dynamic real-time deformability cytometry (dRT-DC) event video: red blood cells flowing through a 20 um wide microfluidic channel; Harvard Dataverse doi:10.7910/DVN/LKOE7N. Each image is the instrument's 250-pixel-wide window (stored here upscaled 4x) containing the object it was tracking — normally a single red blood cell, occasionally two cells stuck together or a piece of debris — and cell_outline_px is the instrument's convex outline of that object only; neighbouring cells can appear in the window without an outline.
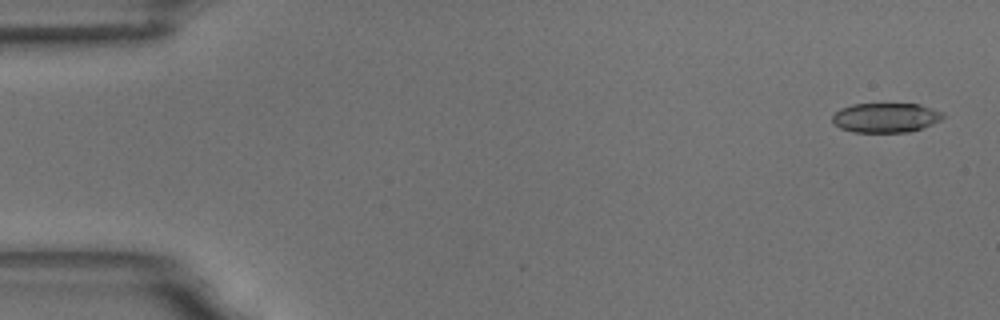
{"species": "common noctule bat (a hibernating species)", "species_latin": "Nyctalus noctula", "temperature_condition": "room temperature", "stored_images_in_passage": 5, "camera_frame_rate_fps": 3000, "um_per_image_px": 0.085, "animal": {"sex": "male", "body_mass_g": 18.8}, "frame": {"image": 1, "passage_image": 1, "time_ms": 0.0, "image_size_px": [1000, 320], "cell_outline_px": [[944, 116], [940, 120], [932, 124], [908, 132], [852, 132], [840, 128], [832, 120], [832, 116], [840, 108], [852, 104], [920, 104], [944, 112]], "centroid_in_image_um": [75.28, 9.99], "position_along_channel_um": 9.7, "area_um2": 19.02}}
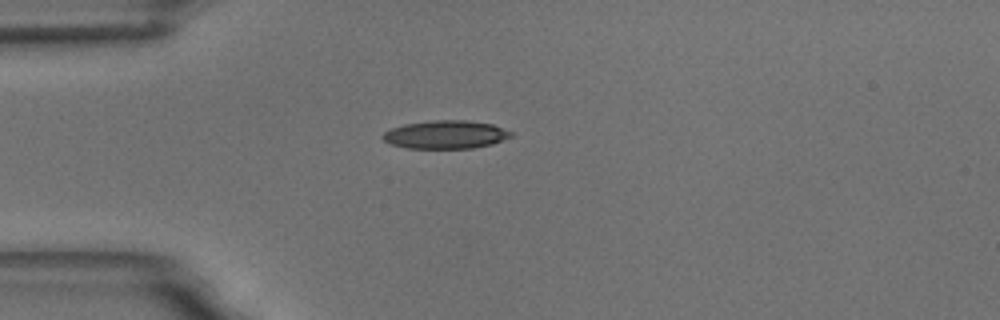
{"frame": {"image": 2, "passage_image": 5, "time_ms": 4.333, "image_size_px": [1000, 320], "cell_outline_px": [[512, 136], [492, 144], [472, 148], [408, 148], [392, 144], [384, 140], [380, 136], [384, 132], [392, 128], [404, 124], [432, 120], [468, 120], [492, 124], [512, 132]], "centroid_in_image_um": [37.87, 11.43], "position_along_channel_um": 47.1, "area_um2": 20.98}}